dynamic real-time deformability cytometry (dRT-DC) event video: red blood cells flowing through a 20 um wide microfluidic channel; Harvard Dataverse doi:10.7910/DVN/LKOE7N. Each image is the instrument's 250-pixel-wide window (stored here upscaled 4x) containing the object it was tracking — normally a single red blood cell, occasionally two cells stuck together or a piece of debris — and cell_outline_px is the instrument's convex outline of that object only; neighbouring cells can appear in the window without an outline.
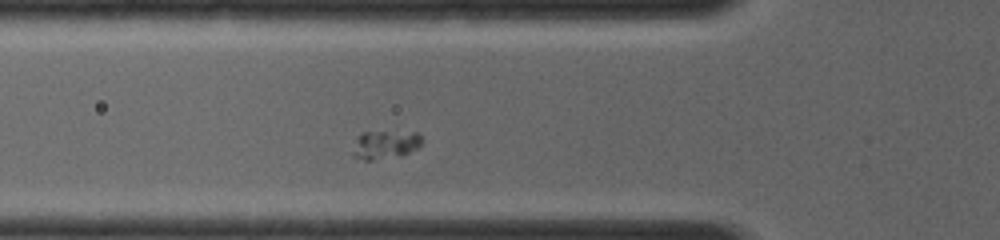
{"species": "common noctule bat (a hibernating species)", "species_latin": "Nyctalus noctula", "temperature_condition": "room temperature", "stored_images_in_passage": 40, "camera_frame_rate_fps": 4000, "um_per_image_px": 0.085, "animal": {"sex": "female", "body_mass_g": 19.0, "forearm_length_mm": 56.7}, "frame": {"image": 1, "passage_image": 7, "time_ms": 1.5, "image_size_px": [1000, 240], "cell_outline_px": [[420, 144], [416, 148], [400, 156], [372, 160], [364, 160], [352, 156], [352, 152], [356, 140], [360, 132], [420, 132]], "centroid_in_image_um": [32.7, 12.3], "position_along_channel_um": 93.1, "area_um2": 11.33}}
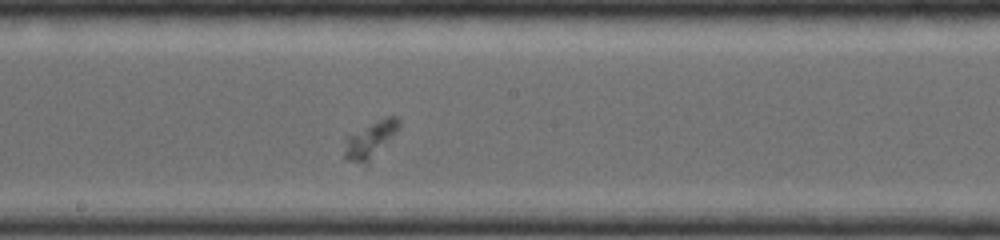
{"frame": {"image": 2, "passage_image": 18, "time_ms": 4.25, "image_size_px": [1000, 240], "cell_outline_px": [[400, 128], [368, 168], [348, 160], [344, 156], [344, 136], [384, 116], [396, 116], [400, 120]], "centroid_in_image_um": [31.47, 11.93], "position_along_channel_um": 216.7, "area_um2": 12.6}}
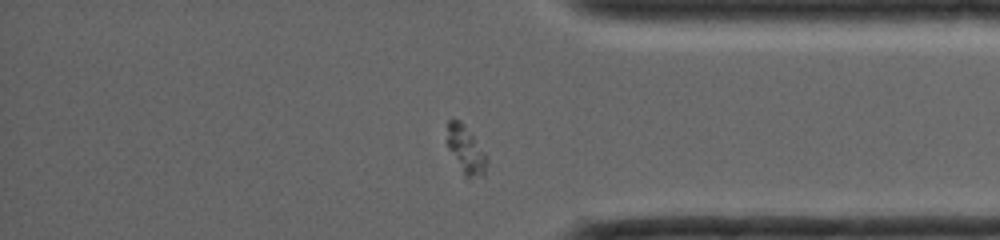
{"frame": {"image": 3, "passage_image": 34, "time_ms": 8.25, "image_size_px": [1000, 240], "cell_outline_px": [[488, 160], [484, 176], [468, 180], [464, 176], [448, 148], [448, 120], [460, 120], [464, 124], [488, 156]], "centroid_in_image_um": [39.64, 12.81], "position_along_channel_um": 395.6, "area_um2": 11.1}}